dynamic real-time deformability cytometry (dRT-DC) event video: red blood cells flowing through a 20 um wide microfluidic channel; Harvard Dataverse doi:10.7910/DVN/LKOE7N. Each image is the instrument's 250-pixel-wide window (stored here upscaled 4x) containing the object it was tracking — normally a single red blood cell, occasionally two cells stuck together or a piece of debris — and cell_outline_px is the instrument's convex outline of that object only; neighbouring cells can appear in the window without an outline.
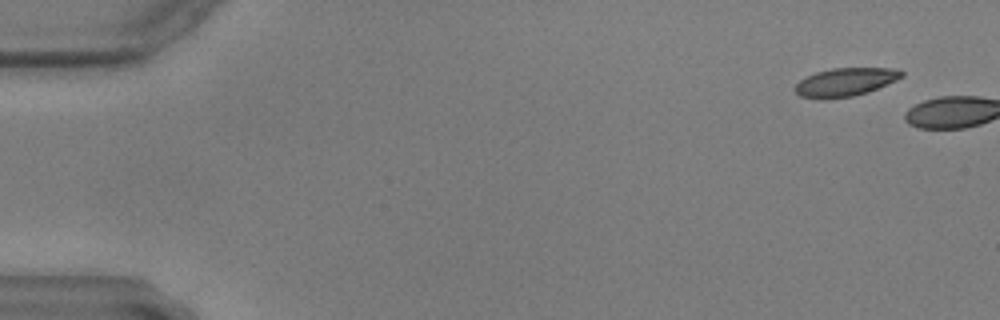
{"species": "common noctule bat (a hibernating species)", "species_latin": "Nyctalus noctula", "temperature_condition": "warm", "stored_images_in_passage": 4, "camera_frame_rate_fps": 3000, "um_per_image_px": 0.085, "animal": {"sex": "male", "body_mass_g": 17.9, "forearm_length_mm": 54.2}, "frame": {"image": 1, "passage_image": 2, "time_ms": 0.333, "image_size_px": [1000, 320], "cell_outline_px": [[904, 76], [896, 80], [868, 92], [852, 96], [824, 100], [800, 96], [796, 92], [796, 84], [800, 80], [816, 72], [832, 68], [892, 68], [904, 72]], "centroid_in_image_um": [71.85, 6.98], "position_along_channel_um": 13.1, "area_um2": 17.51}}